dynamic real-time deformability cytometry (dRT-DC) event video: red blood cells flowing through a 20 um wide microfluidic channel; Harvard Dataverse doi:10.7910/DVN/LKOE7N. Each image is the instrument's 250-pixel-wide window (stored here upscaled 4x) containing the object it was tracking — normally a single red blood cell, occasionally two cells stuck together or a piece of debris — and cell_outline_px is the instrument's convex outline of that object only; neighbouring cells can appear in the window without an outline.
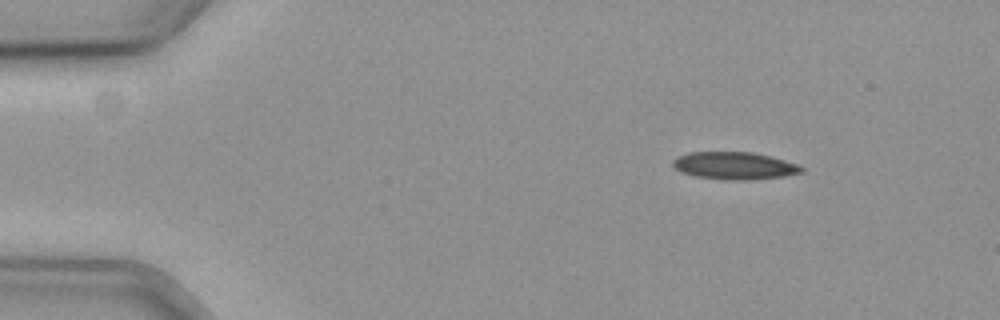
{"species": "common noctule bat (a hibernating species)", "species_latin": "Nyctalus noctula", "temperature_condition": "cold", "stored_images_in_passage": 10, "camera_frame_rate_fps": 3000, "um_per_image_px": 0.085, "animal": {"sex": "female", "body_mass_g": 19.3, "forearm_length_mm": 54.1}, "frame": {"image": 1, "passage_image": 1, "time_ms": 0.0, "image_size_px": [1000, 320], "cell_outline_px": [[804, 172], [784, 176], [752, 180], [724, 180], [696, 176], [680, 172], [672, 164], [672, 160], [688, 152], [752, 152], [784, 160], [796, 164], [804, 168]], "centroid_in_image_um": [62.42, 14.09], "position_along_channel_um": 22.6, "area_um2": 20.52}}